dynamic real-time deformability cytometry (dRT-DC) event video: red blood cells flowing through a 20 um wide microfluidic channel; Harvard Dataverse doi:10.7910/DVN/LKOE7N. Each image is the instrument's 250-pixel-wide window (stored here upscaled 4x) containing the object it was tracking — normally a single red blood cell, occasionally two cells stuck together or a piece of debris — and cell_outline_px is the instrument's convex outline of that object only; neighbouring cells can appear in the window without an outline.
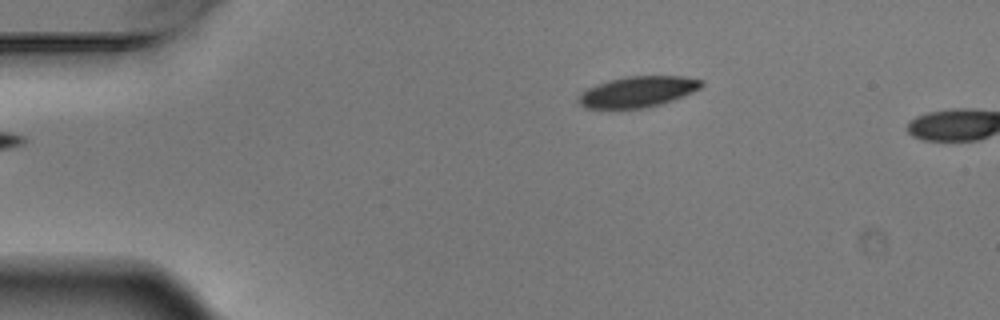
{"species": "Egyptian fruit bat (a non-hibernating species)", "species_latin": "Rousettus aegyptiacus", "temperature_condition": "warm", "stored_images_in_passage": 3, "camera_frame_rate_fps": 3000, "um_per_image_px": 0.085, "animal": {"sex": "male"}, "frame": {"image": 1, "passage_image": 3, "time_ms": 0.667, "image_size_px": [1000, 320], "cell_outline_px": [[704, 84], [700, 88], [684, 96], [660, 104], [644, 108], [584, 108], [576, 100], [588, 88], [596, 84], [608, 80], [628, 76], [684, 76], [704, 80]], "centroid_in_image_um": [54.23, 7.79], "position_along_channel_um": 30.8, "area_um2": 22.02}}